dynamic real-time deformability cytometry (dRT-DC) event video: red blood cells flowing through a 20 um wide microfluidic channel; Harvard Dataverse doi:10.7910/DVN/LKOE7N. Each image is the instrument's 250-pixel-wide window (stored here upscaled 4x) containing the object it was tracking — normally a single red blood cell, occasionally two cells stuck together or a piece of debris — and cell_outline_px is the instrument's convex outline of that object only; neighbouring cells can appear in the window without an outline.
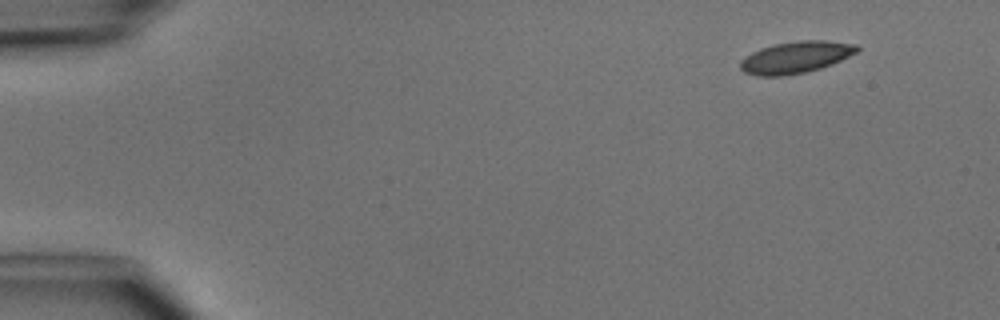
{"species": "common noctule bat (a hibernating species)", "species_latin": "Nyctalus noctula", "temperature_condition": "cold", "stored_images_in_passage": 3, "camera_frame_rate_fps": 3000, "um_per_image_px": 0.085, "animal": {"sex": "male", "body_mass_g": 15.6}, "frame": {"image": 1, "passage_image": 1, "time_ms": 0.0, "image_size_px": [1000, 320], "cell_outline_px": [[860, 48], [856, 52], [832, 64], [820, 68], [804, 72], [784, 76], [756, 76], [744, 72], [740, 68], [740, 60], [744, 56], [760, 48], [776, 44], [800, 40], [824, 40], [856, 44]], "centroid_in_image_um": [67.6, 4.87], "position_along_channel_um": 17.4, "area_um2": 21.56}}